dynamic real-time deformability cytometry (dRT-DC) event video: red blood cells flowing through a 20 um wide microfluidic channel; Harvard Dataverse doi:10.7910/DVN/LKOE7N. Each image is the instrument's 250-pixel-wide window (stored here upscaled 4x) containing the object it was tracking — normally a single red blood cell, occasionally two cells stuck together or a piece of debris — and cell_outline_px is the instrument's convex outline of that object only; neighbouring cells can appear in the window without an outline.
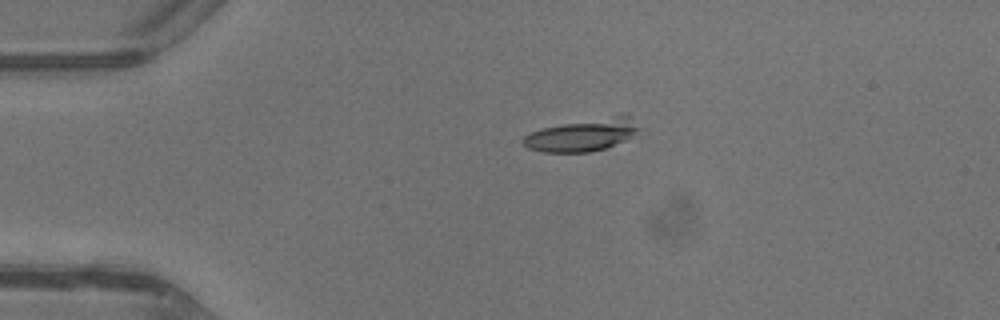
{"species": "common noctule bat (a hibernating species)", "species_latin": "Nyctalus noctula", "temperature_condition": "warm", "stored_images_in_passage": 16, "camera_frame_rate_fps": 3000, "um_per_image_px": 0.085, "animal": {"sex": "male", "body_mass_g": 13.3}, "frame": {"image": 1, "passage_image": 1, "time_ms": 0.0, "image_size_px": [1000, 320], "cell_outline_px": [[640, 128], [632, 136], [624, 140], [604, 148], [588, 152], [544, 152], [528, 148], [524, 144], [524, 136], [540, 128], [616, 112], [628, 112]], "centroid_in_image_um": [49.59, 11.39], "position_along_channel_um": 35.4, "area_um2": 22.37}}
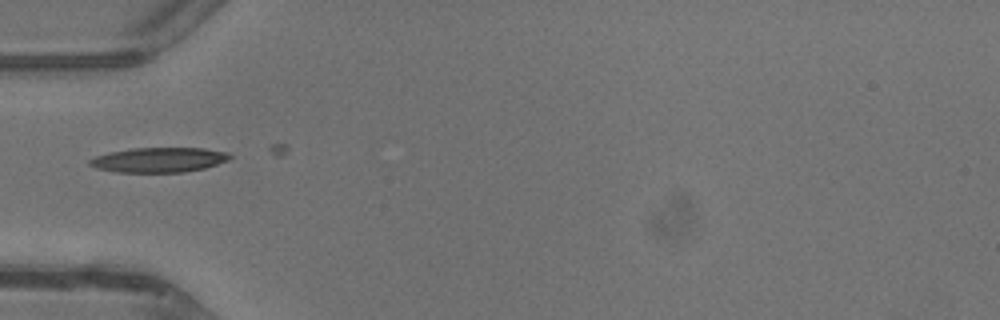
{"frame": {"image": 2, "passage_image": 6, "time_ms": 1.667, "image_size_px": [1000, 320], "cell_outline_px": [[232, 156], [228, 160], [204, 168], [184, 172], [116, 172], [96, 168], [88, 164], [88, 160], [96, 156], [108, 152], [132, 148], [204, 148], [228, 152]], "centroid_in_image_um": [13.49, 13.58], "position_along_channel_um": 71.5, "area_um2": 20.29}}